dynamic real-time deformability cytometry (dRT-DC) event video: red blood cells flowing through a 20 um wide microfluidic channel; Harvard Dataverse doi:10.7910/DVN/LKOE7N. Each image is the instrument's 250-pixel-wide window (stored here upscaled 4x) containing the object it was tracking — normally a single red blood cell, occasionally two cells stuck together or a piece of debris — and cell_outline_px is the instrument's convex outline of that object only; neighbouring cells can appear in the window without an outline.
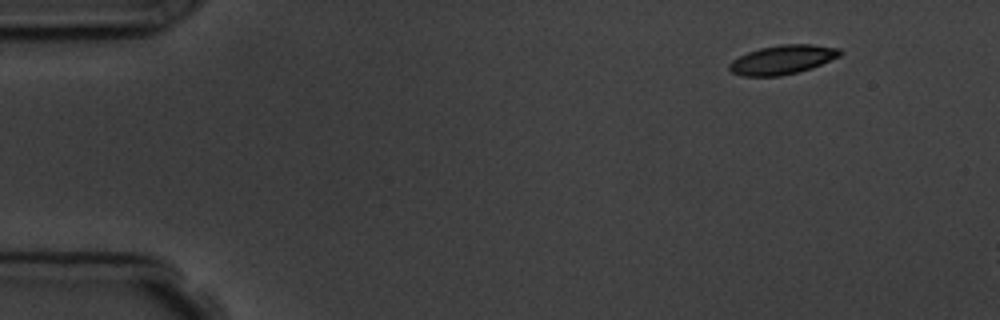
{"species": "common noctule bat (a hibernating species)", "species_latin": "Nyctalus noctula", "temperature_condition": "room temperature", "stored_images_in_passage": 4, "camera_frame_rate_fps": 3000, "um_per_image_px": 0.085, "animal": {"sex": "male", "body_mass_g": 19.5, "forearm_length_mm": 54.6}, "frame": {"image": 1, "passage_image": 1, "time_ms": 0.0, "image_size_px": [1000, 320], "cell_outline_px": [[844, 52], [840, 56], [812, 68], [780, 76], [744, 76], [732, 72], [728, 68], [728, 64], [732, 60], [748, 52], [760, 48], [780, 44], [812, 44], [840, 48]], "centroid_in_image_um": [66.53, 5.06], "position_along_channel_um": 18.5, "area_um2": 18.79}}